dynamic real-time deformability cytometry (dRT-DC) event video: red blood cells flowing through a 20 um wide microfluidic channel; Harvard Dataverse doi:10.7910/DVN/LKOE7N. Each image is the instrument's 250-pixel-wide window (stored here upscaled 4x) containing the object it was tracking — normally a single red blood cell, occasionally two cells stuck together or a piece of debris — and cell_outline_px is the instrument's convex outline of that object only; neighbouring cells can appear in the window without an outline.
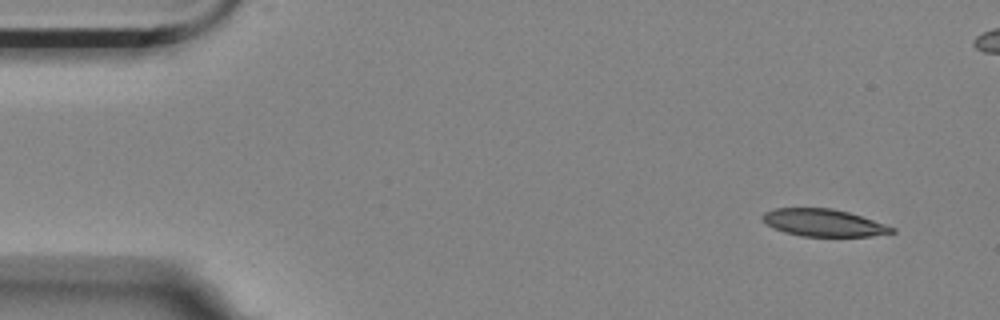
{"species": "Egyptian fruit bat (a non-hibernating species)", "species_latin": "Rousettus aegyptiacus", "temperature_condition": "room temperature", "stored_images_in_passage": 7, "camera_frame_rate_fps": 3000, "um_per_image_px": 0.085, "animal": {"sex": "female"}, "frame": {"image": 1, "passage_image": 1, "time_ms": 0.0, "image_size_px": [1000, 320], "cell_outline_px": [[896, 232], [872, 236], [800, 236], [784, 232], [768, 224], [760, 216], [764, 212], [772, 208], [832, 208], [848, 212], [896, 228]], "centroid_in_image_um": [69.99, 18.93], "position_along_channel_um": 15.0, "area_um2": 20.4}}
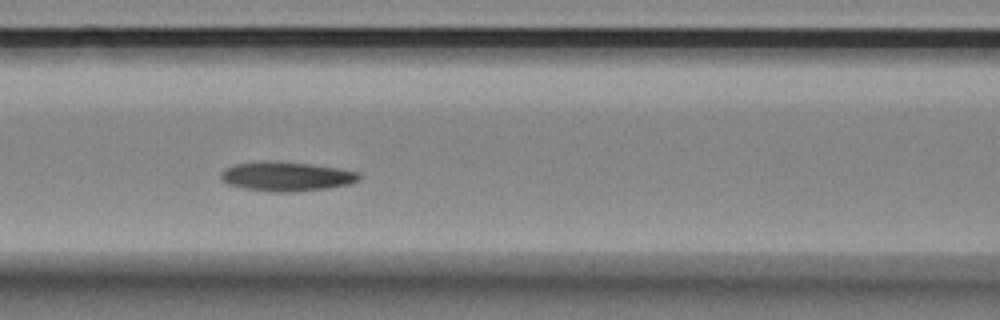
{"frame": {"image": 2, "passage_image": 6, "time_ms": 1.667, "image_size_px": [1000, 320], "cell_outline_px": [[360, 180], [348, 184], [328, 188], [292, 192], [272, 192], [244, 188], [228, 184], [220, 176], [220, 172], [224, 168], [232, 164], [264, 160], [268, 160], [308, 164], [340, 168], [360, 172]], "centroid_in_image_um": [24.33, 14.98], "position_along_channel_um": 142.3, "area_um2": 23.81}}
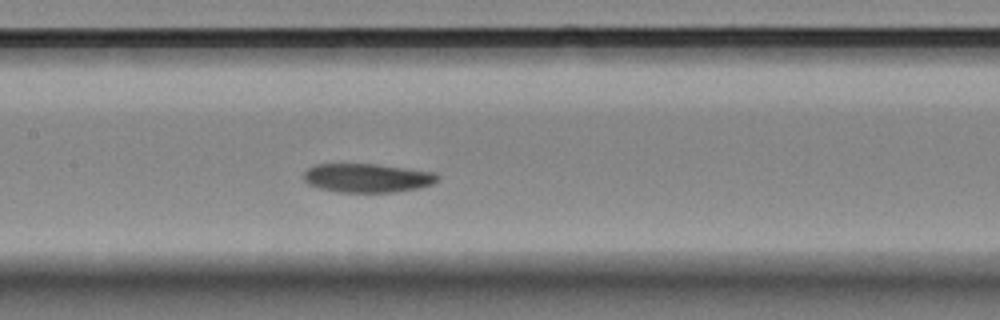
{"frame": {"image": 3, "passage_image": 7, "time_ms": 2.0, "image_size_px": [1000, 320], "cell_outline_px": [[440, 180], [432, 184], [420, 188], [392, 192], [340, 192], [320, 188], [308, 184], [304, 180], [304, 172], [308, 168], [316, 164], [376, 164], [436, 172], [440, 176]], "centroid_in_image_um": [31.26, 15.12], "position_along_channel_um": 176.1, "area_um2": 22.6}}